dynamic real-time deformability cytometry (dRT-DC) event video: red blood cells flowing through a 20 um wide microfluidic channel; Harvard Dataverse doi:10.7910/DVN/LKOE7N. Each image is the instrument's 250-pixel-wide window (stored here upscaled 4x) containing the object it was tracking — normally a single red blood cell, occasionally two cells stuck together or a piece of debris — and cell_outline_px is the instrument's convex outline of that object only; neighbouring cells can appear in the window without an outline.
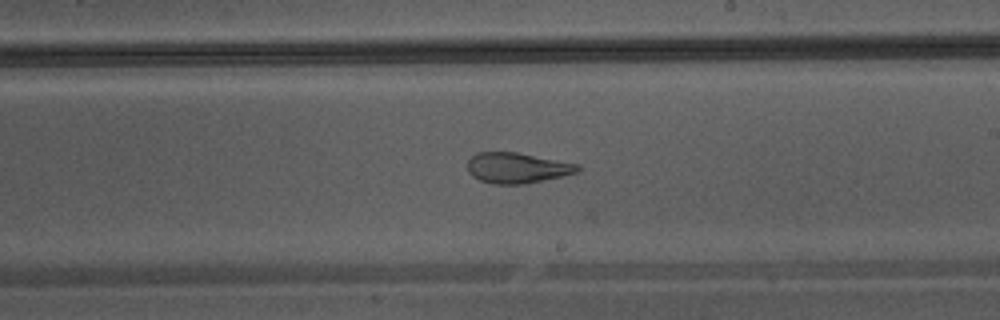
{"species": "Egyptian fruit bat (a non-hibernating species)", "species_latin": "Rousettus aegyptiacus", "temperature_condition": "warm", "stored_images_in_passage": 25, "camera_frame_rate_fps": 3000, "um_per_image_px": 0.085, "animal": {"sex": "male"}, "frame": {"image": 1, "passage_image": 21, "time_ms": 6.667, "image_size_px": [1000, 320], "cell_outline_px": [[580, 168], [576, 172], [560, 176], [524, 184], [492, 184], [480, 180], [472, 176], [468, 172], [468, 160], [476, 152], [516, 152], [580, 164]], "centroid_in_image_um": [43.92, 14.26], "position_along_channel_um": 245.1, "area_um2": 19.48}}